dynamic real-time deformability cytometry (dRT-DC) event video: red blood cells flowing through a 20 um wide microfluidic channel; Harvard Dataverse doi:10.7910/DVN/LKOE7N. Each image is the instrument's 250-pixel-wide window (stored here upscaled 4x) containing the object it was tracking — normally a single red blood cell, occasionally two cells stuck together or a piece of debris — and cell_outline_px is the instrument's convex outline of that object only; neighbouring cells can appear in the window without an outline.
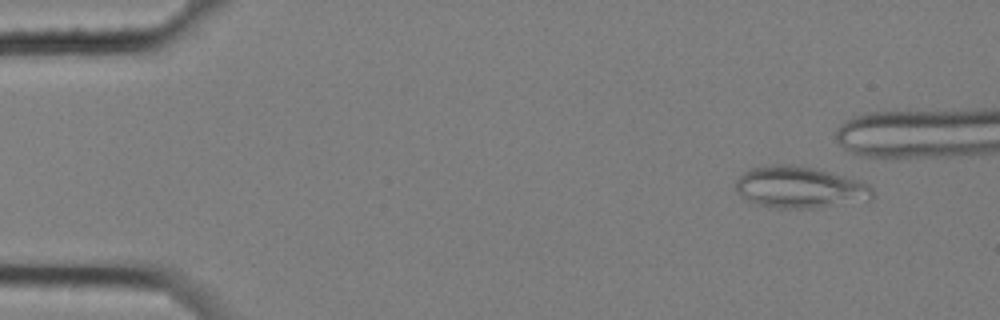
{"species": "common noctule bat (a hibernating species)", "species_latin": "Nyctalus noctula", "temperature_condition": "cold", "stored_images_in_passage": 11, "camera_frame_rate_fps": 3000, "um_per_image_px": 0.085, "animal": {"sex": "female", "body_mass_g": 25.1}, "frame": {"image": 1, "passage_image": 2, "time_ms": 0.333, "image_size_px": [1000, 320], "cell_outline_px": [[872, 200], [812, 208], [768, 208], [756, 204], [740, 196], [736, 192], [736, 180], [748, 168], [772, 164], [788, 164], [812, 168], [832, 172], [860, 180], [868, 184], [872, 188]], "centroid_in_image_um": [67.96, 15.92], "position_along_channel_um": 17.0, "area_um2": 33.47}}
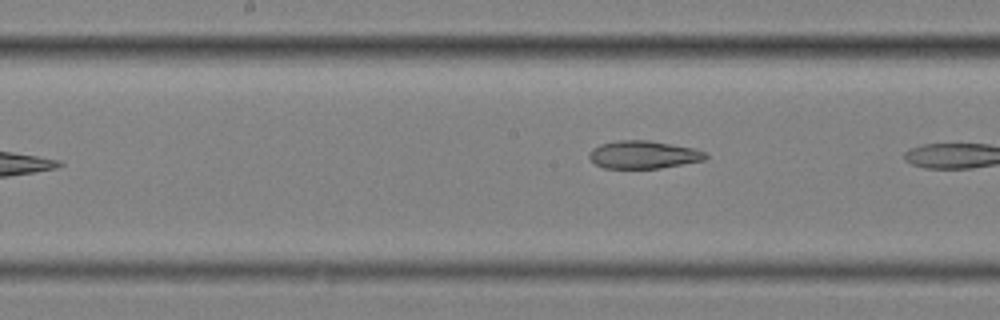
{"frame": {"image": 2, "passage_image": 10, "time_ms": 3.0, "image_size_px": [1000, 320], "cell_outline_px": [[708, 156], [704, 160], [660, 168], [604, 168], [596, 164], [588, 156], [588, 152], [592, 148], [600, 144], [620, 140], [648, 140], [696, 148], [704, 152]], "centroid_in_image_um": [54.68, 13.14], "position_along_channel_um": 193.5, "area_um2": 18.84}}